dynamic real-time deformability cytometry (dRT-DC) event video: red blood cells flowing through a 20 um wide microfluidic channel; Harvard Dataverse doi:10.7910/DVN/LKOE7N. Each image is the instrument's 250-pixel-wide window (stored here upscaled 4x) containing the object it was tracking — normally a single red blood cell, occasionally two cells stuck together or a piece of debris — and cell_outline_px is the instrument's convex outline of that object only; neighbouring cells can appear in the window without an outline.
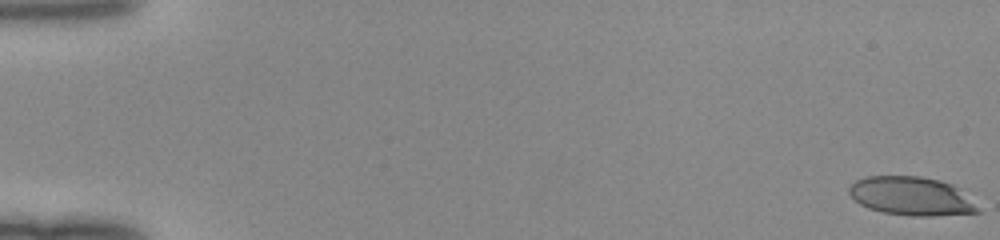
{"species": "human", "species_latin": "Homo sapiens", "temperature_condition": "room temperature", "stored_images_in_passage": 50, "camera_frame_rate_fps": 3000, "um_per_image_px": 0.085, "donor": {"sex": "female"}, "frame": {"image": 1, "passage_image": 1, "time_ms": 0.0, "image_size_px": [1000, 240], "cell_outline_px": [[980, 212], [932, 216], [908, 216], [884, 212], [868, 208], [860, 204], [848, 192], [848, 188], [856, 180], [868, 176], [920, 176], [940, 180], [952, 184], [960, 188]], "centroid_in_image_um": [77.44, 16.66], "position_along_channel_um": 7.6, "area_um2": 28.78}}
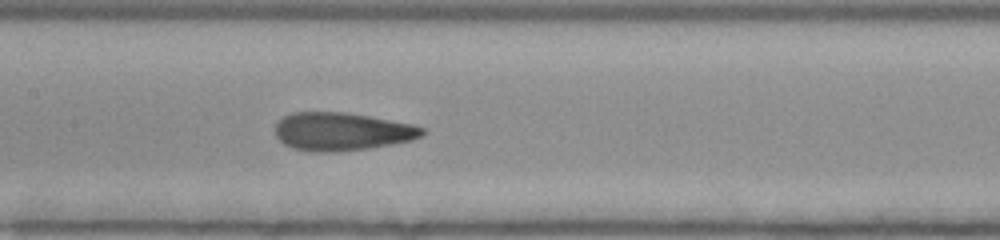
{"frame": {"image": 2, "passage_image": 26, "time_ms": 8.333, "image_size_px": [1000, 240], "cell_outline_px": [[428, 132], [424, 136], [412, 140], [392, 144], [368, 148], [332, 152], [312, 152], [292, 148], [284, 144], [276, 136], [276, 124], [284, 116], [292, 112], [344, 112], [368, 116], [412, 124], [424, 128]], "centroid_in_image_um": [29.08, 11.18], "position_along_channel_um": 178.3, "area_um2": 32.66}}
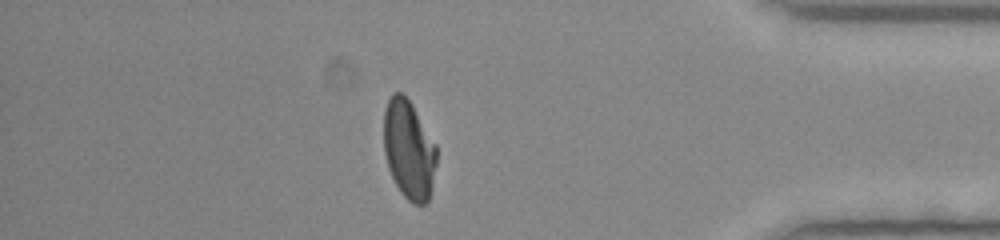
{"frame": {"image": 3, "passage_image": 44, "time_ms": 14.333, "image_size_px": [1000, 240], "cell_outline_px": [[436, 164], [432, 188], [428, 200], [424, 204], [412, 204], [400, 192], [388, 168], [384, 152], [384, 108], [392, 92], [400, 92], [412, 104], [436, 144]], "centroid_in_image_um": [34.75, 12.72], "position_along_channel_um": 400.5, "area_um2": 30.52}}